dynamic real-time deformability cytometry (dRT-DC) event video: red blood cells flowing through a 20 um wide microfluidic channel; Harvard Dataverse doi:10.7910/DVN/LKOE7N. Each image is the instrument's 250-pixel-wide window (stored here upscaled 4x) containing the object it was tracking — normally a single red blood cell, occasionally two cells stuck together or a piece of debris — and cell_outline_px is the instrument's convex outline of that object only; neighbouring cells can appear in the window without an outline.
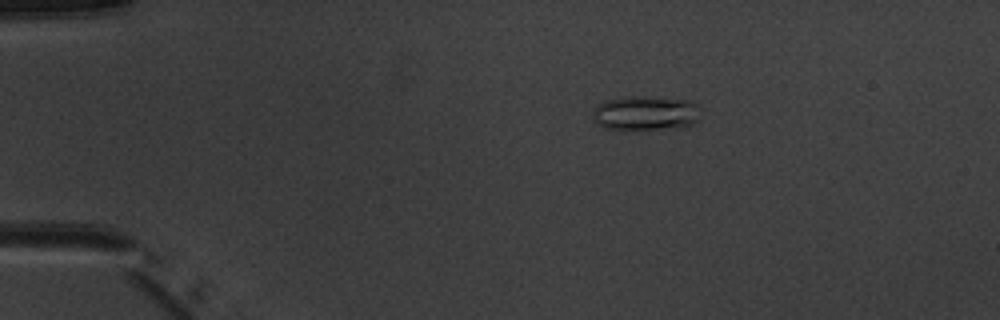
{"species": "common noctule bat (a hibernating species)", "species_latin": "Nyctalus noctula", "temperature_condition": "warm", "stored_images_in_passage": 6, "camera_frame_rate_fps": 3000, "um_per_image_px": 0.085, "animal": {"sex": "male", "body_mass_g": 20.1, "forearm_length_mm": 53.5}, "frame": {"image": 1, "passage_image": 3, "time_ms": 2.333, "image_size_px": [1000, 320], "cell_outline_px": [[704, 108], [700, 120], [684, 128], [604, 128], [596, 124], [592, 116], [592, 108], [596, 104], [608, 100], [632, 96], [644, 96], [692, 100], [700, 104]], "centroid_in_image_um": [54.98, 9.59], "position_along_channel_um": 30.0, "area_um2": 22.2}}
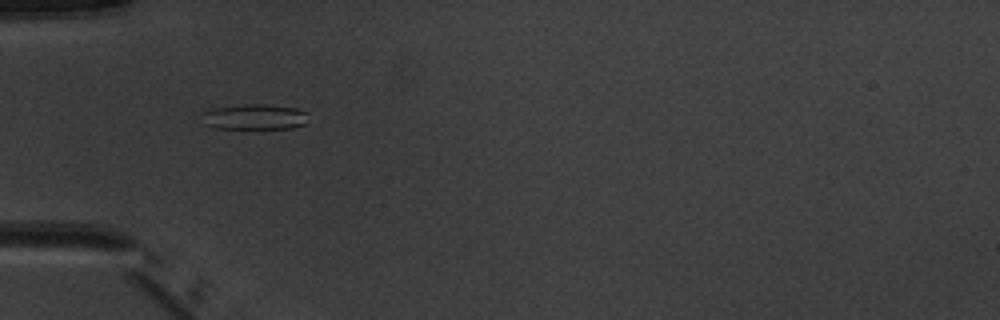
{"frame": {"image": 2, "passage_image": 5, "time_ms": 4.667, "image_size_px": [1000, 320], "cell_outline_px": [[308, 112], [304, 124], [292, 128], [216, 128], [204, 124], [200, 112], [212, 108], [244, 104], [268, 104], [296, 108]], "centroid_in_image_um": [21.6, 9.92], "position_along_channel_um": 63.4, "area_um2": 15.9}}
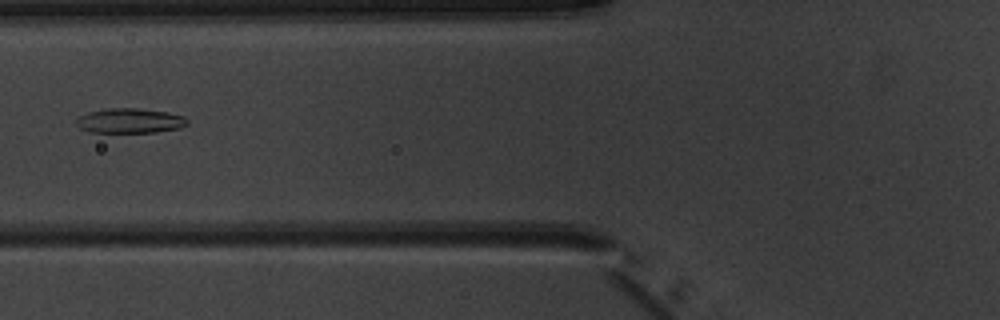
{"frame": {"image": 3, "passage_image": 6, "time_ms": 6.0, "image_size_px": [1000, 320], "cell_outline_px": [[188, 124], [180, 128], [156, 132], [88, 132], [80, 128], [76, 124], [76, 120], [80, 116], [88, 112], [108, 108], [136, 108], [168, 112], [184, 116], [188, 120]], "centroid_in_image_um": [11.05, 10.26], "position_along_channel_um": 114.8, "area_um2": 16.07}}